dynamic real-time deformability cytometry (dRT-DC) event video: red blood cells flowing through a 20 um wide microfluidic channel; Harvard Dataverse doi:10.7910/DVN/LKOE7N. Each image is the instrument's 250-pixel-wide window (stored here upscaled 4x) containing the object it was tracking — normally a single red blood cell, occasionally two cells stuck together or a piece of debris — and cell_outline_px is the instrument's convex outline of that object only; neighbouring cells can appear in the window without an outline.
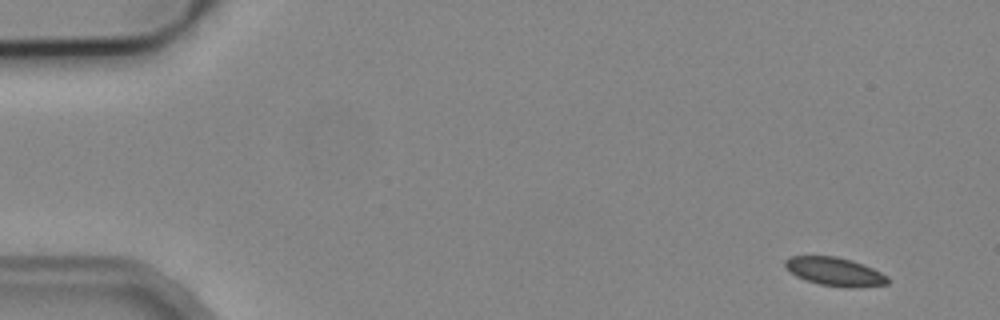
{"species": "common noctule bat (a hibernating species)", "species_latin": "Nyctalus noctula", "temperature_condition": "cold", "stored_images_in_passage": 5, "camera_frame_rate_fps": 3000, "um_per_image_px": 0.085, "animal": {"sex": "male", "body_mass_g": 19.2, "forearm_length_mm": 51.8}, "frame": {"image": 1, "passage_image": 1, "time_ms": 0.0, "image_size_px": [1000, 320], "cell_outline_px": [[888, 284], [852, 288], [848, 288], [820, 284], [796, 276], [784, 264], [784, 260], [788, 256], [836, 256], [852, 260], [864, 264], [888, 276]], "centroid_in_image_um": [70.98, 23.08], "position_along_channel_um": 14.0, "area_um2": 16.94}}
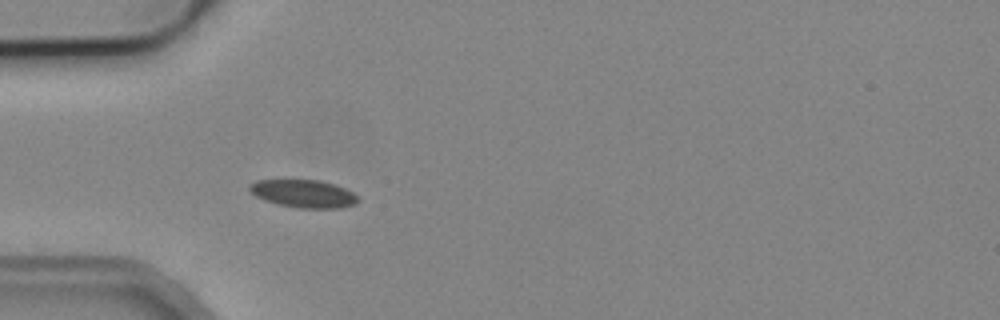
{"frame": {"image": 2, "passage_image": 5, "time_ms": 4.333, "image_size_px": [1000, 320], "cell_outline_px": [[360, 200], [356, 204], [340, 208], [300, 208], [280, 204], [264, 200], [256, 196], [248, 188], [248, 184], [256, 180], [320, 180], [344, 188], [352, 192]], "centroid_in_image_um": [25.8, 16.46], "position_along_channel_um": 59.2, "area_um2": 17.46}}